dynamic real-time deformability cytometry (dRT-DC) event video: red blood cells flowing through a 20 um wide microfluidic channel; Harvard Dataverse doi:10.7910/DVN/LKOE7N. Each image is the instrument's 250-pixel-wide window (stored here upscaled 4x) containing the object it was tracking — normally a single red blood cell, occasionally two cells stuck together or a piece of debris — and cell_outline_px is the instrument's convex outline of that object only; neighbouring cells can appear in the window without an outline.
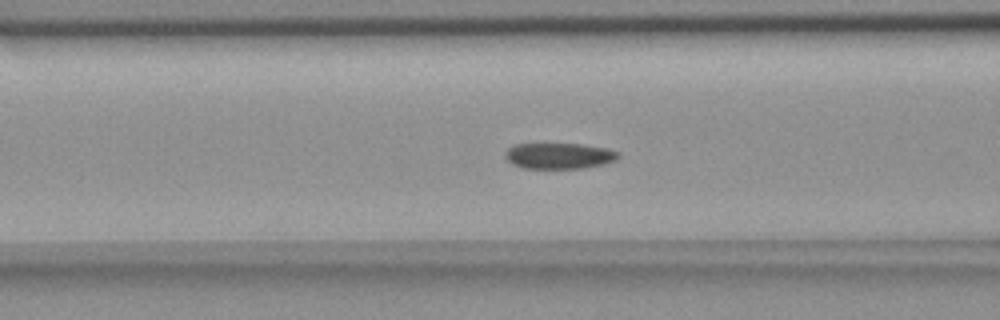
{"species": "common noctule bat (a hibernating species)", "species_latin": "Nyctalus noctula", "temperature_condition": "room temperature", "stored_images_in_passage": 55, "camera_frame_rate_fps": 3000, "um_per_image_px": 0.085, "animal": {"sex": "female", "body_mass_g": 18.4}, "frame": {"image": 1, "passage_image": 20, "time_ms": 6.333, "image_size_px": [1000, 320], "cell_outline_px": [[620, 156], [616, 160], [604, 164], [584, 168], [520, 168], [512, 164], [504, 156], [504, 152], [508, 148], [516, 144], [580, 144], [608, 148], [620, 152]], "centroid_in_image_um": [47.54, 13.25], "position_along_channel_um": 119.1, "area_um2": 17.22}}
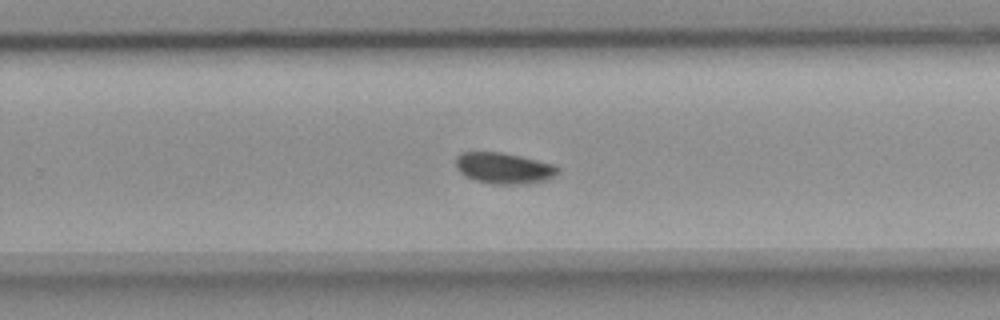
{"frame": {"image": 2, "passage_image": 34, "time_ms": 11.0, "image_size_px": [1000, 320], "cell_outline_px": [[560, 172], [556, 176], [544, 180], [512, 184], [492, 184], [476, 180], [464, 176], [456, 168], [456, 156], [460, 152], [500, 152], [556, 164], [560, 168]], "centroid_in_image_um": [42.82, 14.28], "position_along_channel_um": 287.0, "area_um2": 18.44}}
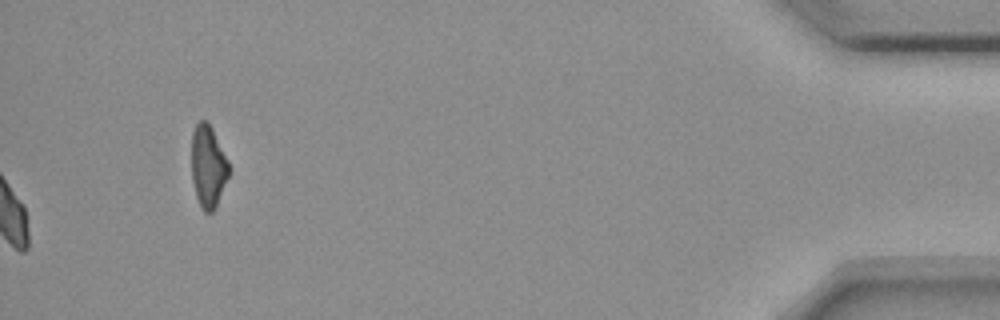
{"frame": {"image": 3, "passage_image": 55, "time_ms": 18.0, "image_size_px": [1000, 320], "cell_outline_px": [[232, 172], [212, 212], [204, 212], [200, 208], [196, 196], [192, 180], [192, 132], [196, 124], [200, 120], [204, 120], [212, 128], [232, 168]], "centroid_in_image_um": [17.71, 14.16], "position_along_channel_um": 417.5, "area_um2": 18.09}, "authors_computed_cell_mechanics": {"area_um2": 17.8024, "velocity_mm_per_s": 3.6098, "shape_relaxation_time_tau1_ms": 8.4259, "shape_relaxation_time_tau2_ms": 2.0352, "deformation_change_tau1": 0.1035, "deformation_change_tau2": 0.035}}